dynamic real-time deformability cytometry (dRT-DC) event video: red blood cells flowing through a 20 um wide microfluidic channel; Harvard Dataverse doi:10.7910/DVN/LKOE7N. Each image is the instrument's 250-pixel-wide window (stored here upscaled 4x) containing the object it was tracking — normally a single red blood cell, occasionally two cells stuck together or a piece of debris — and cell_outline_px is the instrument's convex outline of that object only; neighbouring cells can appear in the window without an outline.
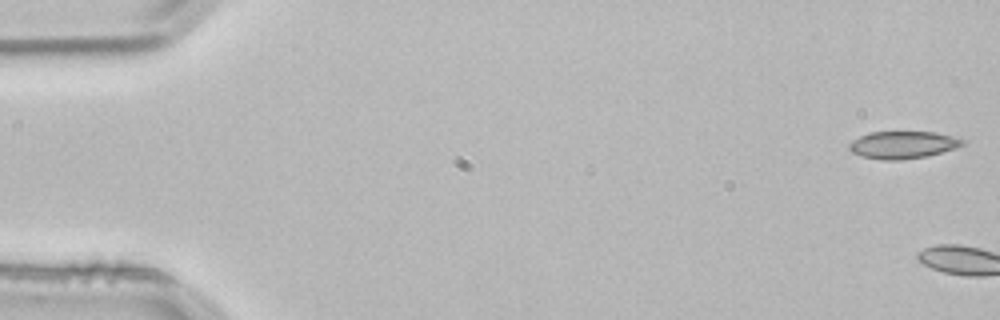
{"species": "common noctule bat (a hibernating species)", "species_latin": "Nyctalus noctula", "temperature_condition": "room temperature", "stored_images_in_passage": 4, "camera_frame_rate_fps": 3000, "um_per_image_px": 0.085, "animal": {"sex": "male", "body_mass_g": 21.5, "forearm_length_mm": 52.0}, "frame": {"image": 1, "passage_image": 1, "time_ms": 0.0, "image_size_px": [1000, 320], "cell_outline_px": [[968, 140], [964, 144], [956, 148], [928, 156], [900, 160], [880, 160], [860, 156], [852, 152], [848, 148], [848, 144], [852, 140], [868, 132], [936, 132]], "centroid_in_image_um": [76.74, 12.31], "position_along_channel_um": 8.3, "area_um2": 18.32}}